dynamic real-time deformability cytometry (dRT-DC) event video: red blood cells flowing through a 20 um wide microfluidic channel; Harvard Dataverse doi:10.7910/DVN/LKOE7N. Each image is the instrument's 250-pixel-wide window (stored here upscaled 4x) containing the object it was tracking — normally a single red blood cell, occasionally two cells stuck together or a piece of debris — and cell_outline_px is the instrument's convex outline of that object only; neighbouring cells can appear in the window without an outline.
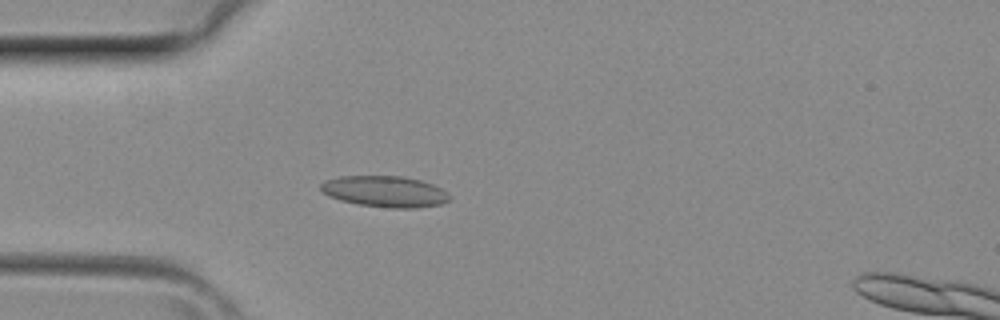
{"species": "common noctule bat (a hibernating species)", "species_latin": "Nyctalus noctula", "temperature_condition": "room temperature", "stored_images_in_passage": 39, "segment_of_instrument_passage": [1, 2], "camera_frame_rate_fps": 3000, "um_per_image_px": 0.085, "animal": {"sex": "female", "body_mass_g": 29.2, "forearm_length_mm": 56.3}, "frame": {"image": 1, "passage_image": 9, "time_ms": 2.667, "image_size_px": [1000, 320], "cell_outline_px": [[452, 196], [448, 200], [440, 204], [416, 208], [392, 208], [360, 204], [340, 200], [328, 196], [320, 188], [320, 184], [324, 180], [340, 176], [404, 176], [420, 180], [432, 184], [440, 188]], "centroid_in_image_um": [32.7, 16.27], "position_along_channel_um": 52.3, "area_um2": 23.29}}
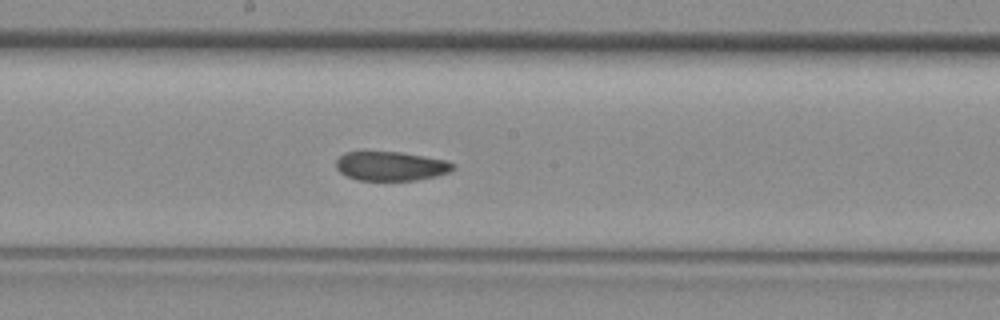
{"frame": {"image": 2, "passage_image": 19, "time_ms": 6.0, "image_size_px": [1000, 320], "cell_outline_px": [[456, 168], [448, 172], [436, 176], [416, 180], [356, 180], [340, 172], [336, 168], [336, 160], [344, 152], [400, 152], [448, 160], [456, 164]], "centroid_in_image_um": [33.25, 14.12], "position_along_channel_um": 214.9, "area_um2": 19.94}}
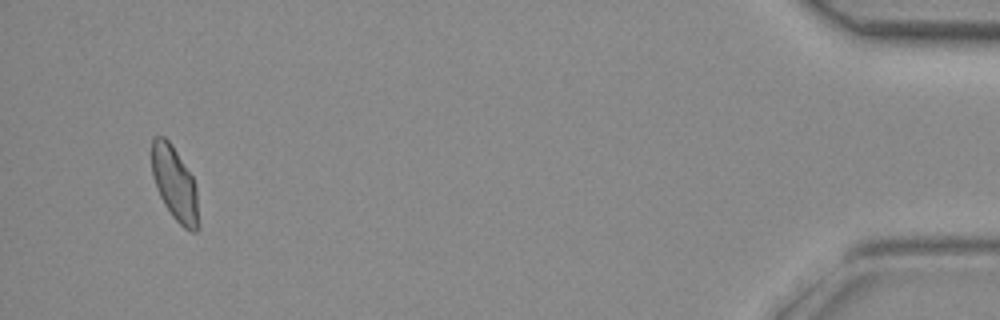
{"frame": {"image": 3, "passage_image": 36, "time_ms": 11.667, "image_size_px": [1000, 320], "cell_outline_px": [[200, 228], [196, 232], [192, 232], [184, 228], [172, 216], [164, 204], [156, 188], [152, 176], [152, 140], [156, 136], [164, 136], [168, 140], [192, 176], [196, 188], [200, 224]], "centroid_in_image_um": [14.87, 15.68], "position_along_channel_um": 420.3, "area_um2": 20.17}}